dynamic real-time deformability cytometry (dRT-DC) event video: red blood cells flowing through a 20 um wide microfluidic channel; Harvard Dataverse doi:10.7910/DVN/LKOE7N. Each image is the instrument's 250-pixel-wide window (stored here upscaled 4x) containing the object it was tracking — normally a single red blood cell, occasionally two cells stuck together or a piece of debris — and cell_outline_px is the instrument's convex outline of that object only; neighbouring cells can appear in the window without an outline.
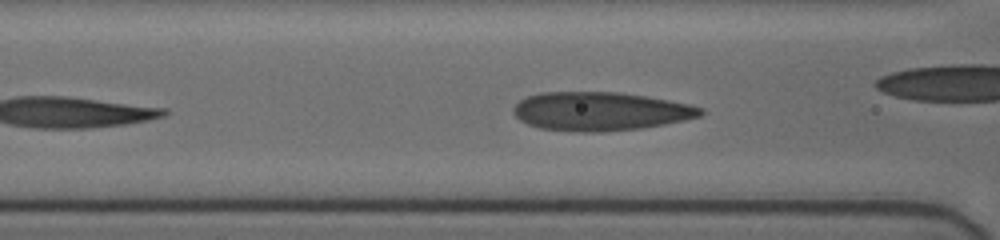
{"species": "human", "species_latin": "Homo sapiens", "temperature_condition": "cold", "stored_images_in_passage": 35, "camera_frame_rate_fps": 3000, "um_per_image_px": 0.085, "donor": {"sex": "female"}, "frame": {"image": 1, "passage_image": 7, "time_ms": 2.0, "image_size_px": [1000, 240], "cell_outline_px": [[704, 112], [700, 116], [684, 120], [664, 124], [640, 128], [604, 132], [572, 132], [540, 128], [528, 124], [520, 120], [512, 112], [512, 108], [520, 100], [528, 96], [540, 92], [620, 92], [668, 100], [688, 104], [704, 108]], "centroid_in_image_um": [51.0, 9.47], "position_along_channel_um": 115.6, "area_um2": 42.19}}
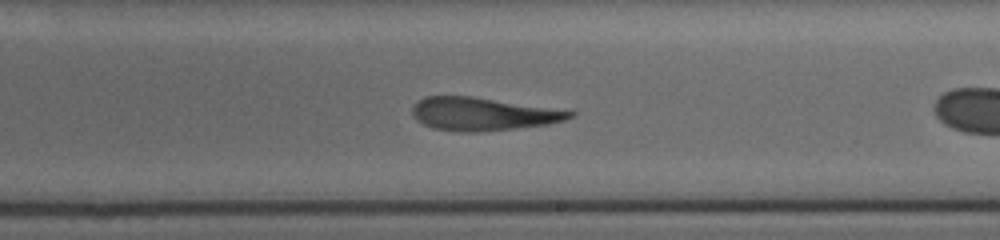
{"frame": {"image": 2, "passage_image": 14, "time_ms": 4.333, "image_size_px": [1000, 240], "cell_outline_px": [[576, 116], [564, 120], [548, 124], [476, 132], [464, 132], [432, 128], [424, 124], [412, 116], [412, 108], [424, 96], [472, 96], [576, 112]], "centroid_in_image_um": [41.01, 9.68], "position_along_channel_um": 248.0, "area_um2": 29.82}}
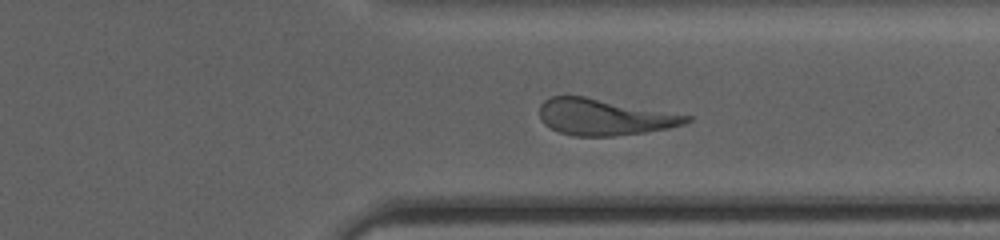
{"frame": {"image": 3, "passage_image": 23, "time_ms": 7.333, "image_size_px": [1000, 240], "cell_outline_px": [[692, 120], [684, 124], [668, 128], [644, 132], [612, 136], [572, 136], [560, 132], [544, 124], [540, 120], [540, 104], [544, 100], [552, 96], [584, 96], [692, 116]], "centroid_in_image_um": [51.34, 9.95], "position_along_channel_um": 360.1, "area_um2": 30.87}, "authors_computed_cell_mechanics": {"area_um2": 32.4836, "velocity_mm_per_s": 3.7728, "shape_relaxation_time_tau1_ms": null, "shape_relaxation_time_tau2_ms": 2.6537, "deformation_change_tau1": null, "deformation_change_tau2": 0.1263}}